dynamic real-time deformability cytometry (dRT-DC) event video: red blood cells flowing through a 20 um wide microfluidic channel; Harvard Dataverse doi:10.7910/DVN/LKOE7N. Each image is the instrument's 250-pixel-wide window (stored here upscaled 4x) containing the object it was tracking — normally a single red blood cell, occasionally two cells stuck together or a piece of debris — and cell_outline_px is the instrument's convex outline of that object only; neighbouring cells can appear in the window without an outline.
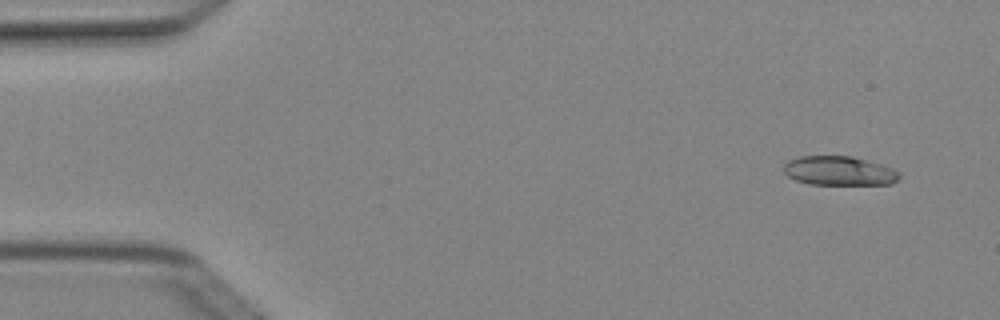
{"species": "Egyptian fruit bat (a non-hibernating species)", "species_latin": "Rousettus aegyptiacus", "temperature_condition": "cold", "stored_images_in_passage": 3, "camera_frame_rate_fps": 3000, "um_per_image_px": 0.085, "animal": {"sex": "female"}, "frame": {"image": 1, "passage_image": 1, "time_ms": 0.0, "image_size_px": [1000, 320], "cell_outline_px": [[900, 176], [892, 184], [808, 184], [796, 180], [788, 176], [784, 172], [784, 164], [788, 160], [800, 156], [852, 156], [868, 160], [892, 168], [900, 172]], "centroid_in_image_um": [71.32, 14.51], "position_along_channel_um": 13.7, "area_um2": 19.65}}
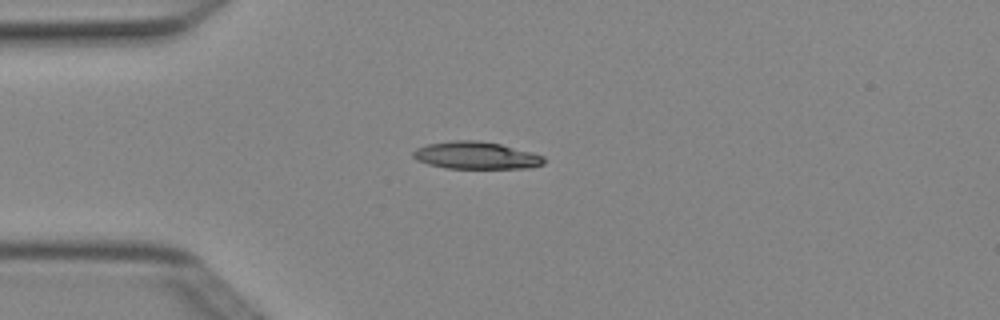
{"frame": {"image": 2, "passage_image": 3, "time_ms": 0.667, "image_size_px": [1000, 320], "cell_outline_px": [[544, 164], [532, 168], [444, 168], [428, 164], [416, 160], [412, 156], [412, 152], [416, 148], [428, 144], [452, 140], [476, 140], [500, 144], [532, 152], [544, 156]], "centroid_in_image_um": [40.45, 13.21], "position_along_channel_um": 44.5, "area_um2": 20.92}}